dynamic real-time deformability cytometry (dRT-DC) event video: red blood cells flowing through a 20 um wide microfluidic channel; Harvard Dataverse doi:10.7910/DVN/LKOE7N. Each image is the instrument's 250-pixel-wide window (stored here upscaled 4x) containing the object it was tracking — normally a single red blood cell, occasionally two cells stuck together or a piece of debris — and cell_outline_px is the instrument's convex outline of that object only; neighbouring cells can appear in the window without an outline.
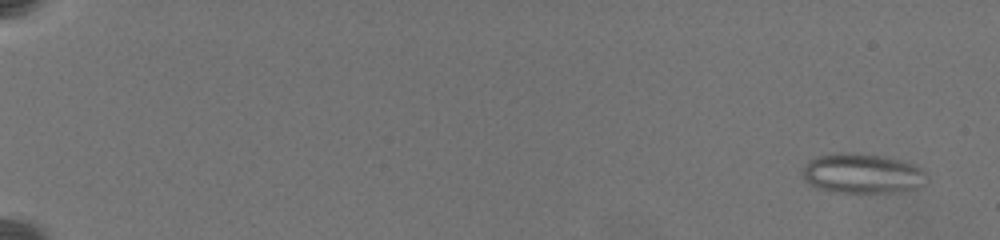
{"species": "common noctule bat (a hibernating species)", "species_latin": "Nyctalus noctula", "temperature_condition": "warm", "stored_images_in_passage": 33, "camera_frame_rate_fps": 3000, "um_per_image_px": 0.085, "animal": {"sex": "female", "body_mass_g": 19.5, "forearm_length_mm": 54.1}, "frame": {"image": 1, "passage_image": 3, "time_ms": 0.667, "image_size_px": [1000, 240], "cell_outline_px": [[928, 180], [916, 188], [876, 192], [840, 192], [820, 188], [808, 184], [804, 180], [804, 168], [808, 160], [820, 156], [836, 152], [852, 152], [884, 156], [916, 164], [928, 176]], "centroid_in_image_um": [73.29, 14.72], "position_along_channel_um": 11.7, "area_um2": 28.5}}
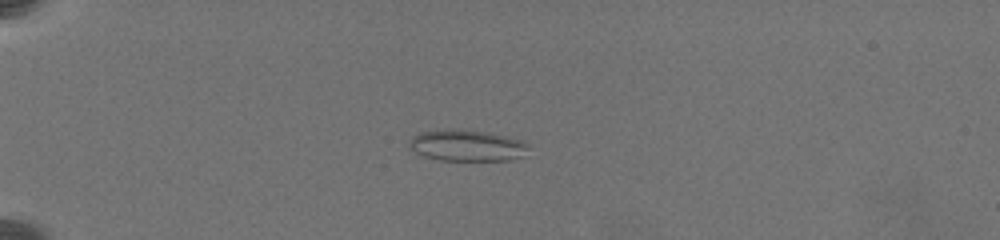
{"frame": {"image": 2, "passage_image": 27, "time_ms": 6.0, "image_size_px": [1000, 240], "cell_outline_px": [[528, 148], [520, 156], [512, 160], [440, 160], [424, 156], [408, 148], [408, 140], [412, 136], [420, 132], [488, 132], [508, 136], [524, 140], [528, 144]], "centroid_in_image_um": [39.71, 12.41], "position_along_channel_um": 45.3, "area_um2": 20.98}}